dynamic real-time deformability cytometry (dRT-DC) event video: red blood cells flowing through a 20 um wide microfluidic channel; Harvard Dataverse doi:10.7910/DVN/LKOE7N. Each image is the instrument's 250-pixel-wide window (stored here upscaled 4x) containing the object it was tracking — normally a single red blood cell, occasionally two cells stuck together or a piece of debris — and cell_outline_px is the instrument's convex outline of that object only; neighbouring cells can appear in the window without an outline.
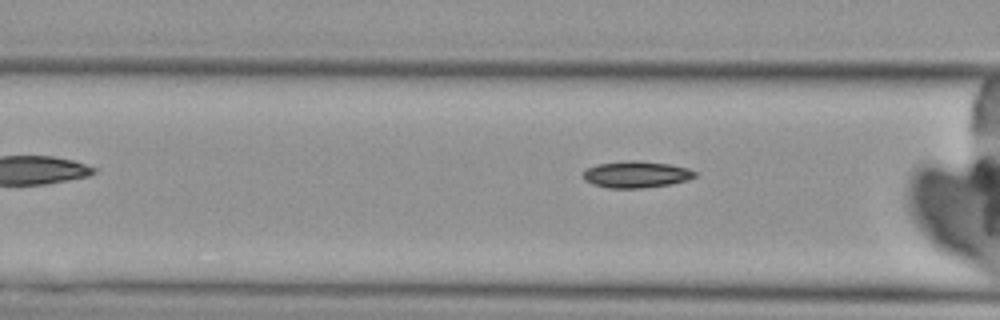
{"species": "Egyptian fruit bat (a non-hibernating species)", "species_latin": "Rousettus aegyptiacus", "temperature_condition": "cold", "stored_images_in_passage": 5, "camera_frame_rate_fps": 3000, "um_per_image_px": 0.085, "animal": {"sex": "female"}, "frame": {"image": 1, "passage_image": 5, "time_ms": 4.667, "image_size_px": [1000, 320], "cell_outline_px": [[700, 172], [696, 176], [688, 180], [672, 184], [644, 188], [608, 188], [592, 184], [584, 180], [580, 176], [580, 172], [596, 164], [628, 160], [636, 160], [668, 164], [688, 168]], "centroid_in_image_um": [54.06, 14.83], "position_along_channel_um": 112.5, "area_um2": 17.74}}